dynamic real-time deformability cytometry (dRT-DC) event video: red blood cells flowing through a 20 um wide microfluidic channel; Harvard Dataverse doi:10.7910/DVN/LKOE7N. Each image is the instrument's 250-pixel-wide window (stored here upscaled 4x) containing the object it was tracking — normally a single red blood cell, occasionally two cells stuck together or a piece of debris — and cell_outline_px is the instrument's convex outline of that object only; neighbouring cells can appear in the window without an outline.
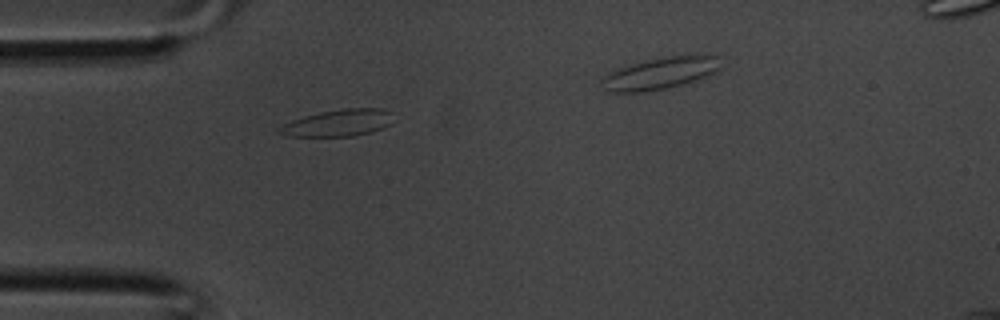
{"species": "common noctule bat (a hibernating species)", "species_latin": "Nyctalus noctula", "temperature_condition": "room temperature", "stored_images_in_passage": 23, "camera_frame_rate_fps": 3000, "um_per_image_px": 0.085, "animal": {"sex": "male", "body_mass_g": 20.1, "forearm_length_mm": 53.5}, "frame": {"image": 1, "passage_image": 1, "time_ms": 0.0, "image_size_px": [1000, 320], "cell_outline_px": [[392, 124], [384, 128], [372, 132], [352, 136], [288, 136], [276, 132], [276, 128], [292, 120], [304, 116], [320, 112], [344, 108], [384, 108], [392, 112]], "centroid_in_image_um": [28.78, 10.44], "position_along_channel_um": 56.2, "area_um2": 18.03}}
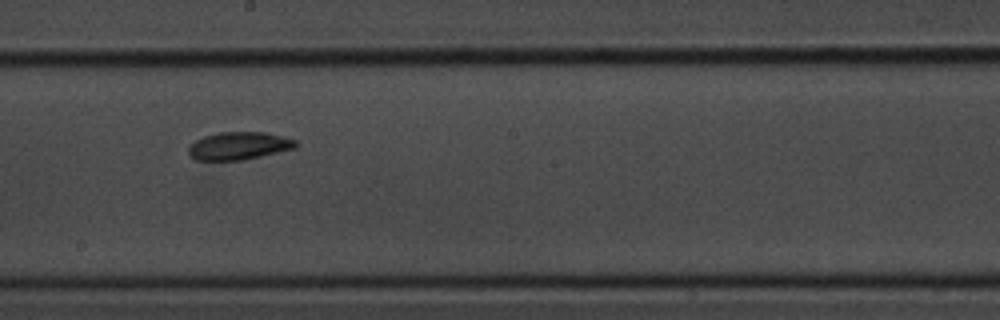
{"frame": {"image": 2, "passage_image": 11, "time_ms": 3.333, "image_size_px": [1000, 320], "cell_outline_px": [[296, 148], [244, 160], [196, 160], [188, 156], [188, 144], [204, 136], [220, 132], [264, 132], [296, 140]], "centroid_in_image_um": [20.25, 12.4], "position_along_channel_um": 227.9, "area_um2": 17.4}}
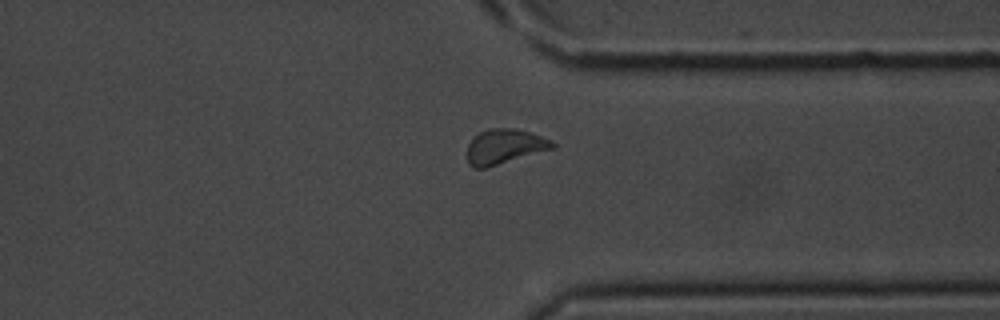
{"frame": {"image": 3, "passage_image": 19, "time_ms": 6.0, "image_size_px": [1000, 320], "cell_outline_px": [[556, 148], [484, 168], [472, 168], [468, 164], [468, 144], [480, 132], [492, 128], [512, 128], [528, 132], [552, 140], [556, 144]], "centroid_in_image_um": [42.9, 12.46], "position_along_channel_um": 368.5, "area_um2": 17.11}}